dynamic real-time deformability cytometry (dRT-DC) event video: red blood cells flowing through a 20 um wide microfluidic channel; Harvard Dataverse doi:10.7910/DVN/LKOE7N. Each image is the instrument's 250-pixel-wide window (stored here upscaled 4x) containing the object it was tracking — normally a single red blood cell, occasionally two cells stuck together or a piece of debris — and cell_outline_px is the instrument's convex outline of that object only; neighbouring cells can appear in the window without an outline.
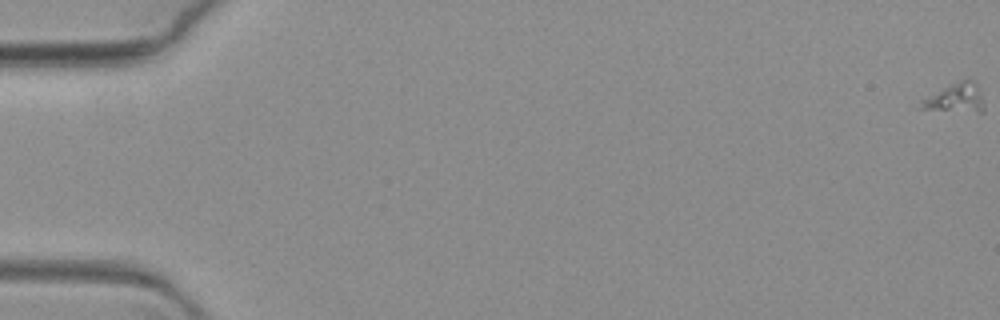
{"species": "common noctule bat (a hibernating species)", "species_latin": "Nyctalus noctula", "temperature_condition": "warm", "stored_images_in_passage": 24, "camera_frame_rate_fps": 3000, "um_per_image_px": 0.085, "animal": {"sex": "female", "body_mass_g": 19.3, "forearm_length_mm": 54.1}, "frame": {"image": 1, "passage_image": 1, "time_ms": 0.0, "image_size_px": [1000, 320], "cell_outline_px": [[984, 112], [980, 112], [920, 108], [920, 100], [960, 80], [976, 80], [984, 108]], "centroid_in_image_um": [81.26, 8.32], "position_along_channel_um": 3.7, "area_um2": 10.23}}